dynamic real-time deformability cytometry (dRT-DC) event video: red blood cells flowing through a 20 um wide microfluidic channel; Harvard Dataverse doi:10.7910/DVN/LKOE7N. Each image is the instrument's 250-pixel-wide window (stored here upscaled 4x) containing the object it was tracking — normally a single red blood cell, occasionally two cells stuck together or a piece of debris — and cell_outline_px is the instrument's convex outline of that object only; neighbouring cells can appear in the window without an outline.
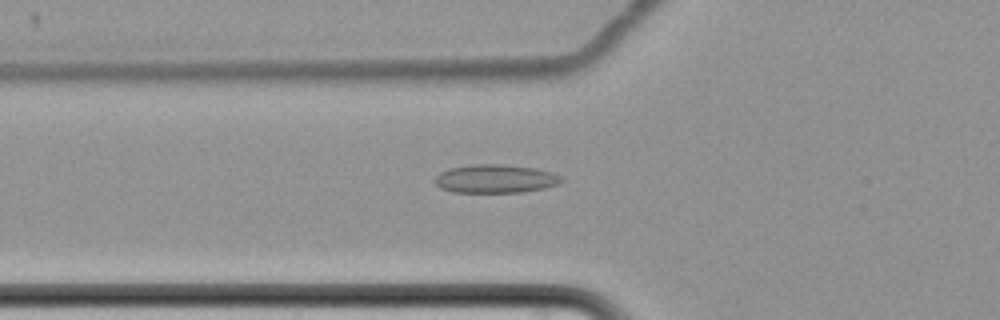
{"species": "common noctule bat (a hibernating species)", "species_latin": "Nyctalus noctula", "temperature_condition": "cold", "stored_images_in_passage": 64, "camera_frame_rate_fps": 3000, "um_per_image_px": 0.085, "animal": {"sex": "female", "body_mass_g": 22.7, "forearm_length_mm": 54.2}, "frame": {"image": 1, "passage_image": 26, "time_ms": 8.333, "image_size_px": [1000, 320], "cell_outline_px": [[564, 180], [560, 184], [544, 188], [520, 192], [452, 192], [440, 188], [436, 184], [436, 176], [440, 172], [448, 168], [472, 164], [504, 164], [536, 168], [552, 172], [560, 176]], "centroid_in_image_um": [42.12, 15.18], "position_along_channel_um": 83.7, "area_um2": 21.1}}
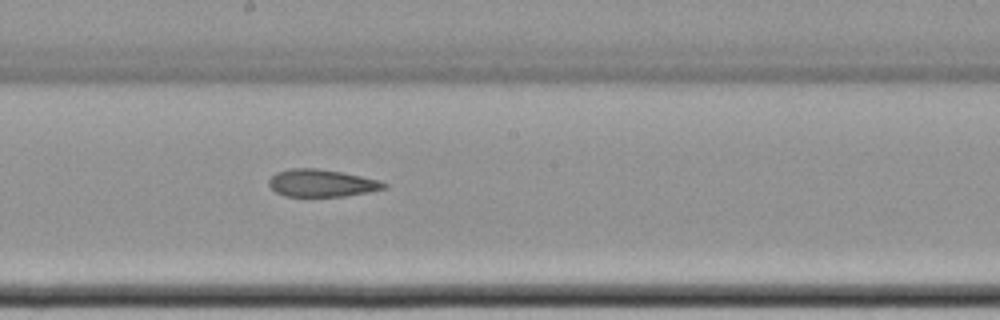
{"frame": {"image": 2, "passage_image": 38, "time_ms": 12.333, "image_size_px": [1000, 320], "cell_outline_px": [[388, 188], [368, 192], [344, 196], [284, 196], [276, 192], [268, 184], [268, 180], [276, 172], [292, 168], [316, 168], [340, 172], [380, 180], [388, 184]], "centroid_in_image_um": [27.35, 15.56], "position_along_channel_um": 220.9, "area_um2": 18.32}}
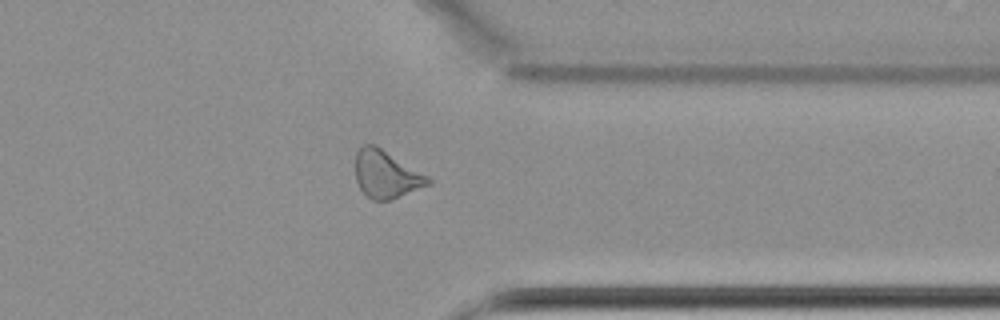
{"frame": {"image": 3, "passage_image": 52, "time_ms": 17.0, "image_size_px": [1000, 320], "cell_outline_px": [[432, 184], [388, 200], [372, 200], [360, 188], [356, 180], [356, 152], [364, 144], [376, 144], [428, 176], [432, 180]], "centroid_in_image_um": [32.83, 14.8], "position_along_channel_um": 378.6, "area_um2": 20.0}, "authors_computed_cell_mechanics": {"area_um2": 21.0392, "velocity_mm_per_s": 3.4308, "shape_relaxation_time_tau1_ms": null, "shape_relaxation_time_tau2_ms": 10.5669, "deformation_change_tau1": null, "deformation_change_tau2": 0.1819}}